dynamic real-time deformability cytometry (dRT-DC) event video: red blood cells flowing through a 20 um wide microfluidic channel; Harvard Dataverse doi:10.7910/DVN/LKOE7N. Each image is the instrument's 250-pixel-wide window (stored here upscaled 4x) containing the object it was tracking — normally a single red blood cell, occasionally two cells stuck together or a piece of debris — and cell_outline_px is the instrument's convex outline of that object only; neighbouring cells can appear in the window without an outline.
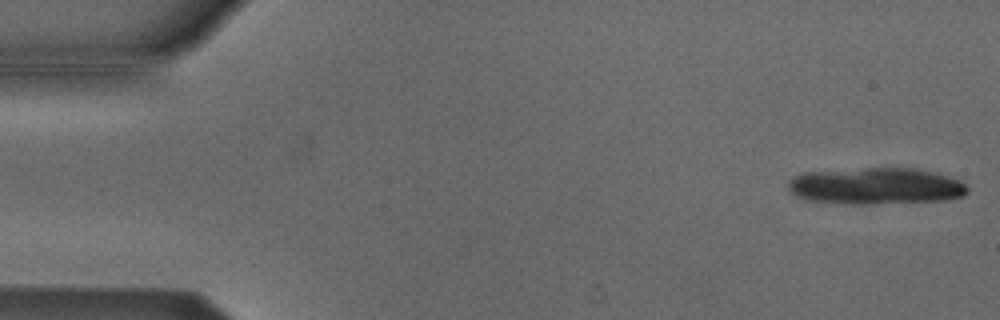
{"species": "Egyptian fruit bat (a non-hibernating species)", "species_latin": "Rousettus aegyptiacus", "temperature_condition": "cold", "stored_images_in_passage": 17, "camera_frame_rate_fps": 3000, "um_per_image_px": 0.085, "animal": {"sex": "male"}, "frame": {"image": 1, "passage_image": 1, "time_ms": 0.0, "image_size_px": [1000, 320], "cell_outline_px": [[968, 192], [964, 196], [944, 200], [876, 204], [852, 204], [812, 200], [796, 196], [788, 188], [788, 180], [792, 176], [804, 172], [868, 168], [912, 168], [936, 172], [960, 180], [968, 188]], "centroid_in_image_um": [74.47, 15.81], "position_along_channel_um": 10.5, "area_um2": 38.32}}